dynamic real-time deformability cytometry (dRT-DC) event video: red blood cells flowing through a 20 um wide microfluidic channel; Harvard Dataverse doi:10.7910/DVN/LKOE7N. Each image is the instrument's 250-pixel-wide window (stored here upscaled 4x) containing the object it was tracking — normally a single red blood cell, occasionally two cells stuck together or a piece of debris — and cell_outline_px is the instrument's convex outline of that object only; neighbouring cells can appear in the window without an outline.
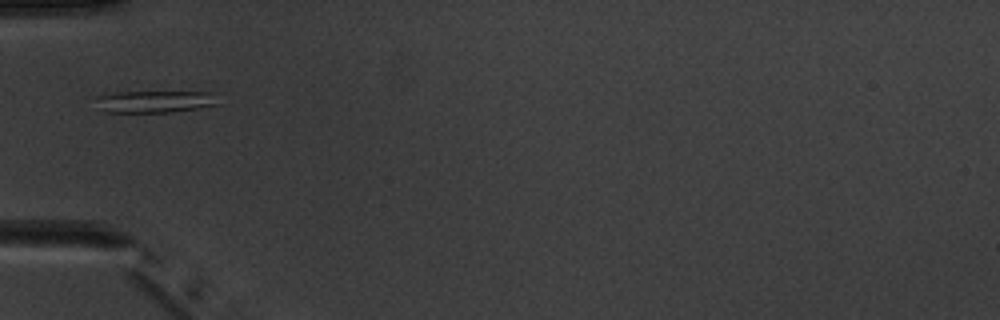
{"species": "common noctule bat (a hibernating species)", "species_latin": "Nyctalus noctula", "temperature_condition": "warm", "stored_images_in_passage": 6, "camera_frame_rate_fps": 3000, "um_per_image_px": 0.085, "animal": {"sex": "male", "body_mass_g": 20.1, "forearm_length_mm": 53.5}, "frame": {"image": 1, "passage_image": 6, "time_ms": 7.0, "image_size_px": [1000, 320], "cell_outline_px": [[220, 104], [172, 112], [108, 112], [104, 108], [96, 96], [120, 92], [216, 92]], "centroid_in_image_um": [13.33, 8.62], "position_along_channel_um": 71.7, "area_um2": 15.37}}